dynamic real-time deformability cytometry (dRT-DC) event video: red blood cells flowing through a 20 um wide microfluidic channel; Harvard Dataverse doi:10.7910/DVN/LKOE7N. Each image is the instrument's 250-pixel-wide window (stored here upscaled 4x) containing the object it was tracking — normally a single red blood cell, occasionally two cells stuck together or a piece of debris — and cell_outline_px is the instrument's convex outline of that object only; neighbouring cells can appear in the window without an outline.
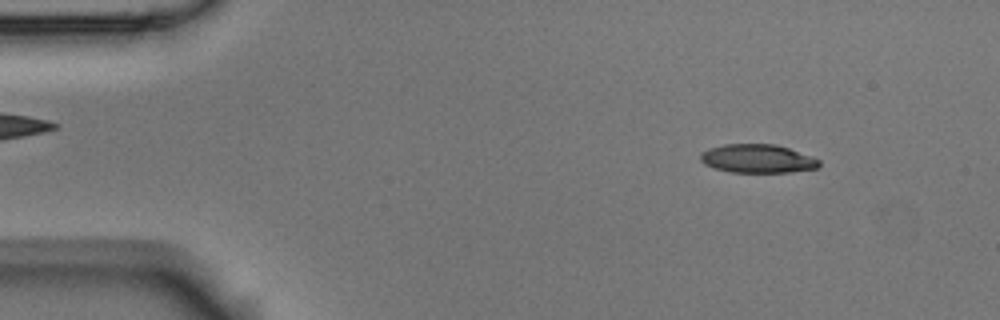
{"species": "Egyptian fruit bat (a non-hibernating species)", "species_latin": "Rousettus aegyptiacus", "temperature_condition": "room temperature", "stored_images_in_passage": 56, "camera_frame_rate_fps": 3000, "um_per_image_px": 0.085, "animal": {"sex": "male"}, "frame": {"image": 1, "passage_image": 6, "time_ms": 1.667, "image_size_px": [1000, 320], "cell_outline_px": [[820, 168], [792, 172], [732, 172], [716, 168], [704, 164], [700, 160], [700, 152], [708, 148], [724, 144], [776, 144], [812, 156], [820, 160]], "centroid_in_image_um": [64.4, 13.48], "position_along_channel_um": 20.6, "area_um2": 19.88}}
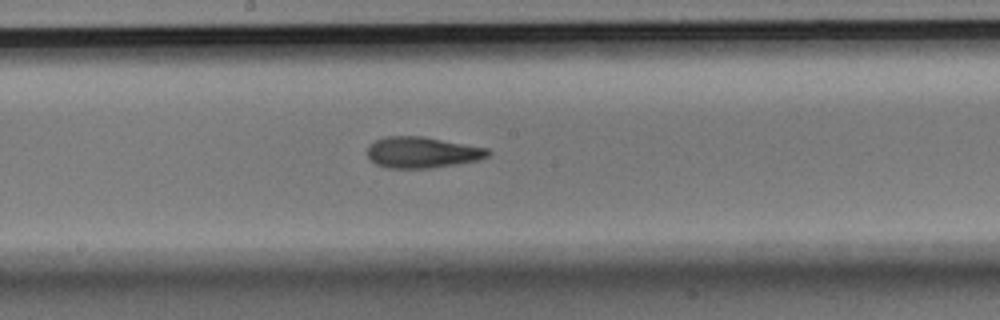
{"frame": {"image": 2, "passage_image": 29, "time_ms": 9.333, "image_size_px": [1000, 320], "cell_outline_px": [[492, 152], [488, 156], [480, 160], [432, 168], [388, 168], [376, 164], [368, 156], [368, 144], [384, 136], [424, 136], [488, 148]], "centroid_in_image_um": [35.91, 12.95], "position_along_channel_um": 212.3, "area_um2": 22.02}}
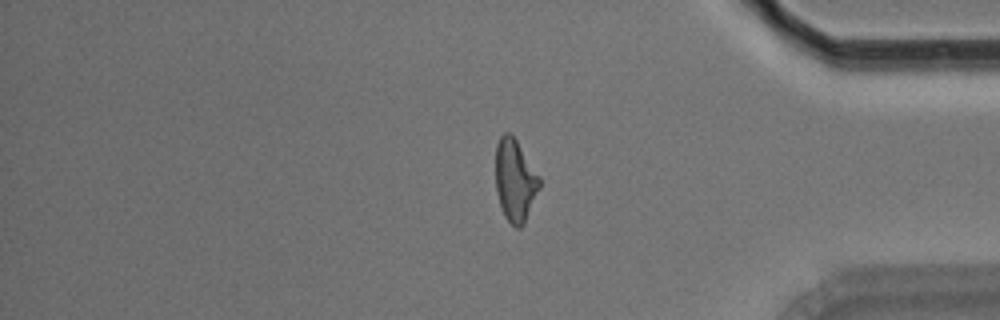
{"frame": {"image": 3, "passage_image": 46, "time_ms": 15.0, "image_size_px": [1000, 320], "cell_outline_px": [[540, 188], [524, 224], [520, 228], [516, 228], [504, 216], [496, 192], [496, 144], [500, 136], [504, 132], [508, 132], [516, 140], [540, 176]], "centroid_in_image_um": [43.78, 15.34], "position_along_channel_um": 391.4, "area_um2": 20.98}, "authors_computed_cell_mechanics": {"area_um2": 21.097, "velocity_mm_per_s": 3.5598, "shape_relaxation_time_tau1_ms": 5.0164, "shape_relaxation_time_tau2_ms": 2.494, "deformation_change_tau1": 0.1936, "deformation_change_tau2": 0.1149}}